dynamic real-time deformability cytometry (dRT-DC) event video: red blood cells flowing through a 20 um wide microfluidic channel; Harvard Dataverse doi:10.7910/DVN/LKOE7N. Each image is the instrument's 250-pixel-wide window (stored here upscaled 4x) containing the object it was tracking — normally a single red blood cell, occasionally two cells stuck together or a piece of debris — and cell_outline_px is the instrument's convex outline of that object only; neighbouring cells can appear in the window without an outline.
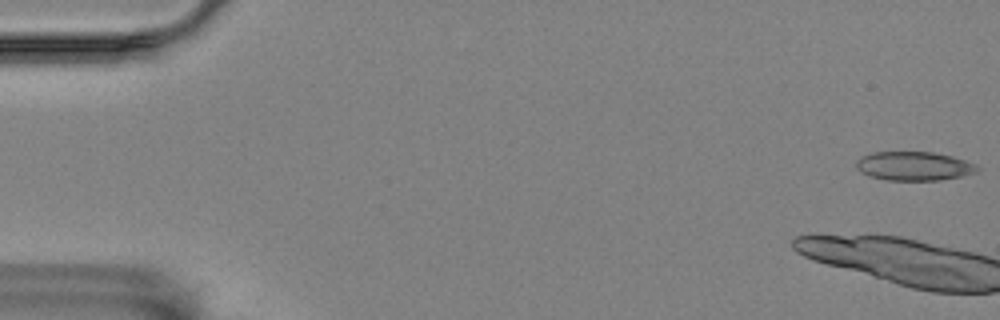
{"species": "Egyptian fruit bat (a non-hibernating species)", "species_latin": "Rousettus aegyptiacus", "temperature_condition": "room temperature", "stored_images_in_passage": 22, "camera_frame_rate_fps": 3000, "um_per_image_px": 0.085, "animal": {"sex": "female"}, "frame": {"image": 1, "passage_image": 1, "time_ms": 0.0, "image_size_px": [1000, 320], "cell_outline_px": [[980, 168], [972, 172], [960, 176], [940, 180], [888, 180], [872, 176], [856, 168], [856, 160], [872, 152], [932, 152], [952, 156], [976, 164]], "centroid_in_image_um": [77.68, 14.1], "position_along_channel_um": 7.3, "area_um2": 20.0}}